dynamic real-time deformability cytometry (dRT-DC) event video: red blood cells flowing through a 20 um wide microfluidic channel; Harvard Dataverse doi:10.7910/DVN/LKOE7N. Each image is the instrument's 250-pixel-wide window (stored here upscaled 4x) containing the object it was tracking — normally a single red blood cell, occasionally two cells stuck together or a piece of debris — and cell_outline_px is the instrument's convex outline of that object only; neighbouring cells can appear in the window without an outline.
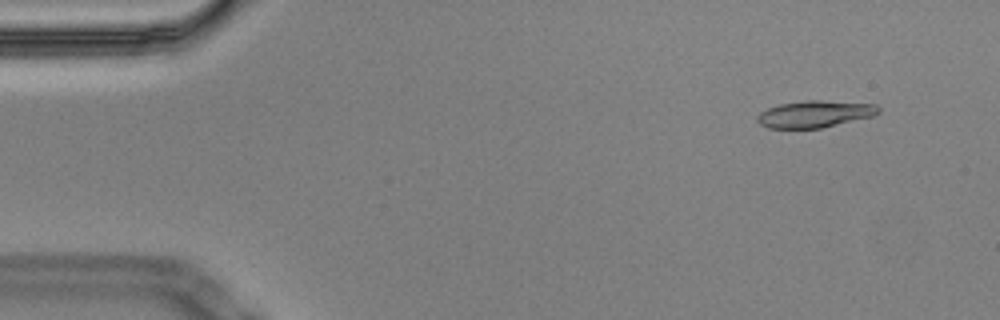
{"species": "Egyptian fruit bat (a non-hibernating species)", "species_latin": "Rousettus aegyptiacus", "temperature_condition": "cold", "stored_images_in_passage": 4, "camera_frame_rate_fps": 3000, "um_per_image_px": 0.085, "animal": {"sex": "male"}, "frame": {"image": 1, "passage_image": 1, "time_ms": 0.0, "image_size_px": [1000, 320], "cell_outline_px": [[880, 112], [872, 116], [820, 128], [768, 128], [760, 124], [756, 120], [756, 116], [760, 112], [768, 108], [780, 104], [804, 100], [820, 100], [876, 104], [880, 108]], "centroid_in_image_um": [69.23, 9.68], "position_along_channel_um": 15.8, "area_um2": 18.9}}
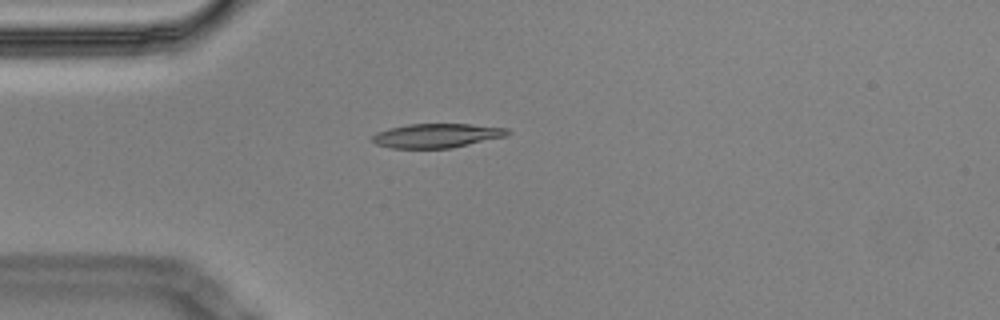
{"frame": {"image": 2, "passage_image": 4, "time_ms": 1.0, "image_size_px": [1000, 320], "cell_outline_px": [[512, 132], [508, 136], [452, 148], [392, 148], [376, 144], [372, 140], [372, 136], [376, 132], [388, 128], [408, 124], [472, 124], [508, 128]], "centroid_in_image_um": [37.17, 11.52], "position_along_channel_um": 47.8, "area_um2": 19.25}}